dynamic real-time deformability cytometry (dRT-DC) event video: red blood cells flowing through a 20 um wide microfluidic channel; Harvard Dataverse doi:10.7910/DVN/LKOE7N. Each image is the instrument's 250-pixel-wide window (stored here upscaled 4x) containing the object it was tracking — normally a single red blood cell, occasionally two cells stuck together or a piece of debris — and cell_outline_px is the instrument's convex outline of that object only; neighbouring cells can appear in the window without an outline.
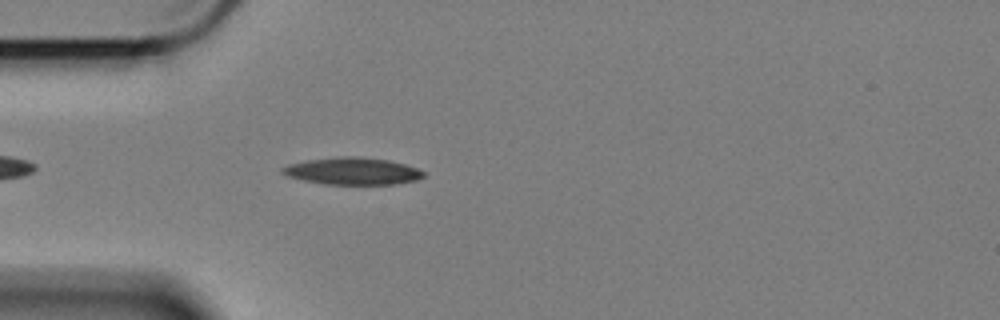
{"species": "Egyptian fruit bat (a non-hibernating species)", "species_latin": "Rousettus aegyptiacus", "temperature_condition": "cold", "stored_images_in_passage": 30, "camera_frame_rate_fps": 3000, "um_per_image_px": 0.085, "animal": {"sex": "female"}, "frame": {"image": 1, "passage_image": 4, "time_ms": 1.0, "image_size_px": [1000, 320], "cell_outline_px": [[424, 176], [416, 180], [396, 184], [324, 184], [304, 180], [288, 176], [280, 172], [280, 168], [288, 164], [304, 160], [336, 156], [364, 156], [388, 160], [404, 164], [416, 168], [424, 172]], "centroid_in_image_um": [29.92, 14.53], "position_along_channel_um": 55.1, "area_um2": 22.48}}
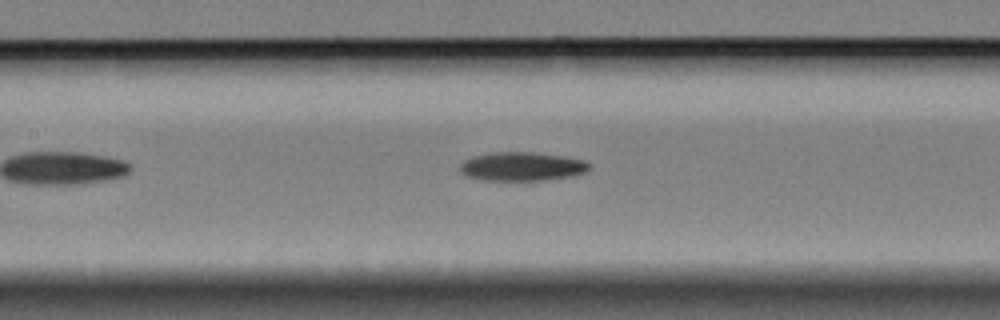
{"frame": {"image": 2, "passage_image": 14, "time_ms": 4.333, "image_size_px": [1000, 320], "cell_outline_px": [[592, 168], [588, 172], [572, 176], [548, 180], [480, 180], [464, 176], [460, 172], [460, 164], [464, 160], [472, 156], [492, 152], [532, 152], [564, 156], [584, 160]], "centroid_in_image_um": [44.36, 14.15], "position_along_channel_um": 163.0, "area_um2": 22.02}}
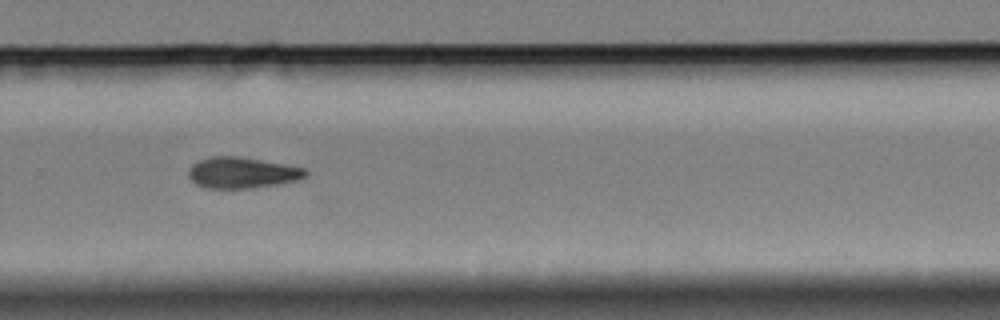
{"frame": {"image": 3, "passage_image": 27, "time_ms": 8.667, "image_size_px": [1000, 320], "cell_outline_px": [[308, 176], [296, 180], [280, 184], [252, 188], [208, 188], [196, 184], [188, 176], [188, 168], [196, 160], [212, 156], [240, 156], [288, 164], [304, 168], [308, 172]], "centroid_in_image_um": [20.58, 14.66], "position_along_channel_um": 309.2, "area_um2": 21.5}}